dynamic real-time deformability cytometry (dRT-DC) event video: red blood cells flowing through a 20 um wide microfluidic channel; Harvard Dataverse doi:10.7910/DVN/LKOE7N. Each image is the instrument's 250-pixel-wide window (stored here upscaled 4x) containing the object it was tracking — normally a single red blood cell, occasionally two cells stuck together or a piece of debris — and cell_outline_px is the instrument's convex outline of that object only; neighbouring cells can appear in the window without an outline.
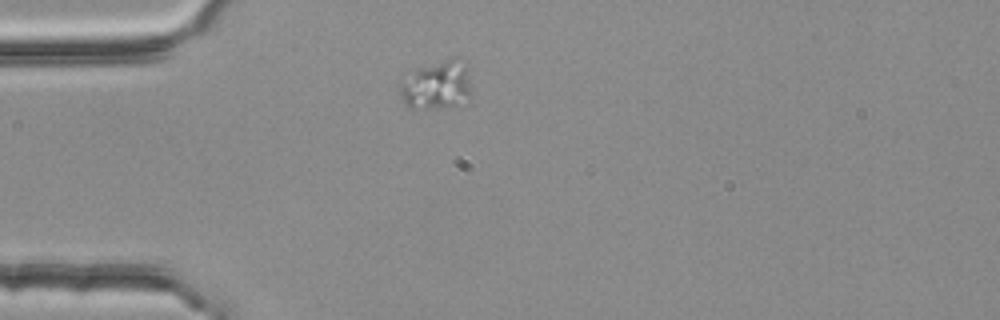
{"species": "common noctule bat (a hibernating species)", "species_latin": "Nyctalus noctula", "temperature_condition": "room temperature", "stored_images_in_passage": 2, "camera_frame_rate_fps": 3000, "um_per_image_px": 0.085, "animal": {"sex": "female", "body_mass_g": 25.1}, "frame": {"image": 1, "passage_image": 1, "time_ms": 0.0, "image_size_px": [1000, 320], "cell_outline_px": [[472, 92], [456, 104], [448, 108], [408, 108], [404, 104], [400, 92], [400, 88], [416, 68], [452, 56], [460, 56], [468, 76], [472, 88]], "centroid_in_image_um": [37.14, 7.21], "position_along_channel_um": 47.9, "area_um2": 20.0}}